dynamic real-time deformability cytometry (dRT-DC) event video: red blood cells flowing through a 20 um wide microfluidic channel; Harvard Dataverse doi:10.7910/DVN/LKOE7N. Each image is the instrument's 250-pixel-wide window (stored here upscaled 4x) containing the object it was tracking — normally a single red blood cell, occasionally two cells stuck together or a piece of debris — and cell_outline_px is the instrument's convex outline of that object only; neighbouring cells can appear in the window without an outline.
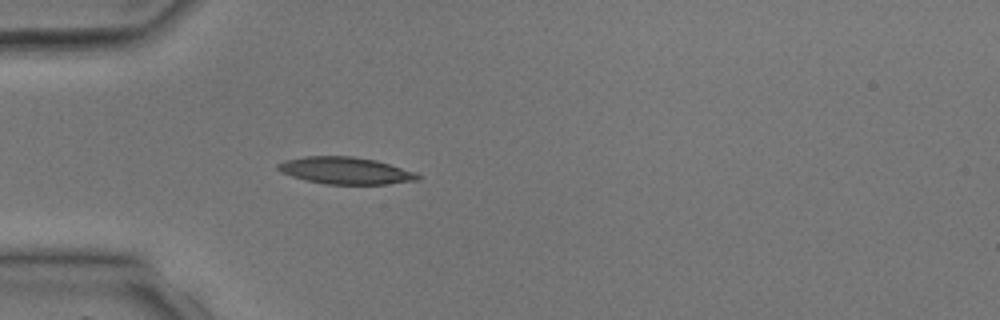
{"species": "common noctule bat (a hibernating species)", "species_latin": "Nyctalus noctula", "temperature_condition": "room temperature", "stored_images_in_passage": 4, "camera_frame_rate_fps": 3000, "um_per_image_px": 0.085, "animal": {"sex": "male", "body_mass_g": 17.9, "forearm_length_mm": 54.2}, "frame": {"image": 1, "passage_image": 4, "time_ms": 3.667, "image_size_px": [1000, 320], "cell_outline_px": [[424, 176], [420, 180], [388, 184], [324, 184], [304, 180], [280, 172], [276, 168], [276, 164], [284, 160], [304, 156], [352, 156], [376, 160], [416, 172]], "centroid_in_image_um": [29.38, 14.5], "position_along_channel_um": 55.6, "area_um2": 22.31}}